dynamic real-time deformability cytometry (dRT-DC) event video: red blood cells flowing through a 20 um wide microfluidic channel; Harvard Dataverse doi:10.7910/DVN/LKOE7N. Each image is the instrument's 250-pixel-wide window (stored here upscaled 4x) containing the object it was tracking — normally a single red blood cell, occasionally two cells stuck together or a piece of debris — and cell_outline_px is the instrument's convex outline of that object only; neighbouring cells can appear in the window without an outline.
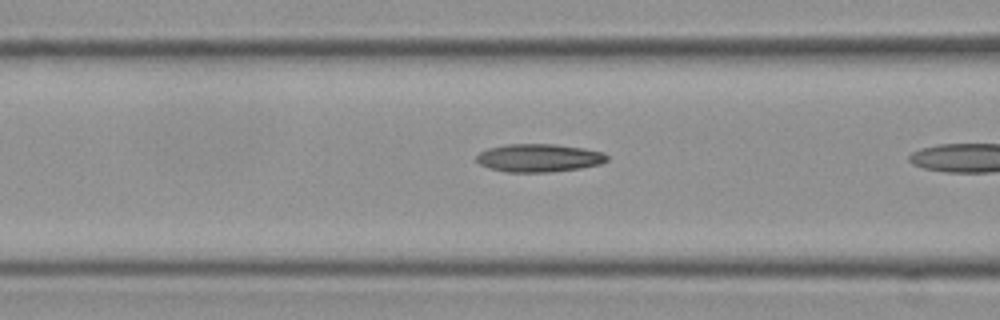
{"species": "Egyptian fruit bat (a non-hibernating species)", "species_latin": "Rousettus aegyptiacus", "temperature_condition": "cold", "stored_images_in_passage": 6, "camera_frame_rate_fps": 3000, "um_per_image_px": 0.085, "frame": {"image": 1, "passage_image": 5, "time_ms": 1.333, "image_size_px": [1000, 320], "cell_outline_px": [[608, 160], [600, 164], [580, 168], [548, 172], [508, 172], [492, 168], [480, 164], [476, 160], [476, 156], [480, 152], [488, 148], [504, 144], [556, 144], [584, 148], [604, 152], [608, 156]], "centroid_in_image_um": [45.83, 13.41], "position_along_channel_um": 120.8, "area_um2": 21.33}}